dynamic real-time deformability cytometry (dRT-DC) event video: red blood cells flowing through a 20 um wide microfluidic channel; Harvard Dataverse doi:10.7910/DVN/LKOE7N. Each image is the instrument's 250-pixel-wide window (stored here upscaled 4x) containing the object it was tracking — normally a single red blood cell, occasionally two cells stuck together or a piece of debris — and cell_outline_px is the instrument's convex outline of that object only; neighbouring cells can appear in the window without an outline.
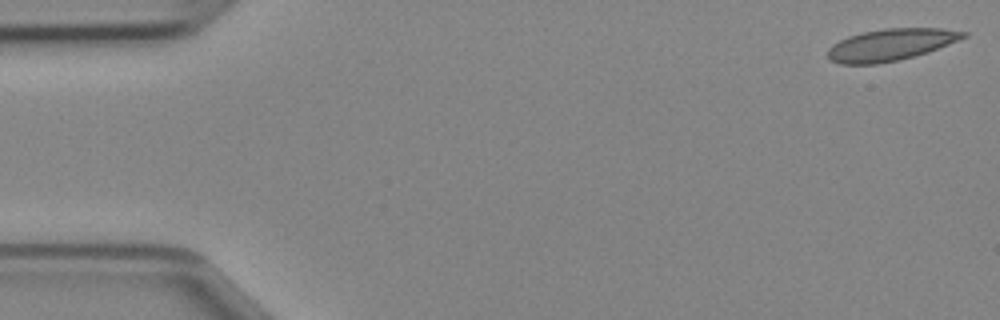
{"species": "Egyptian fruit bat (a non-hibernating species)", "species_latin": "Rousettus aegyptiacus", "temperature_condition": "cold", "stored_images_in_passage": 46, "camera_frame_rate_fps": 3000, "um_per_image_px": 0.085, "animal": {"sex": "female"}, "frame": {"image": 1, "passage_image": 1, "time_ms": 0.0, "image_size_px": [1000, 320], "cell_outline_px": [[968, 36], [928, 52], [900, 60], [876, 64], [840, 64], [828, 60], [828, 48], [832, 44], [848, 36], [864, 32], [884, 28], [944, 28], [968, 32]], "centroid_in_image_um": [75.7, 3.8], "position_along_channel_um": 9.3, "area_um2": 25.26}}
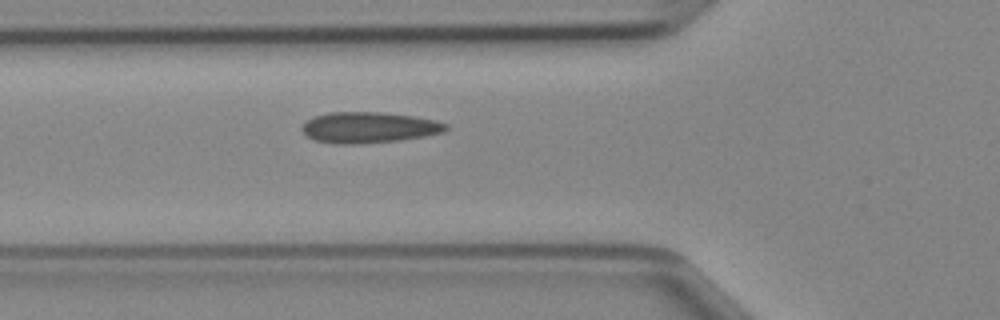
{"frame": {"image": 2, "passage_image": 16, "time_ms": 5.0, "image_size_px": [1000, 320], "cell_outline_px": [[448, 128], [444, 132], [424, 136], [400, 140], [360, 144], [336, 144], [316, 140], [308, 136], [300, 128], [312, 116], [328, 112], [380, 112], [412, 116], [436, 120], [448, 124]], "centroid_in_image_um": [31.36, 10.83], "position_along_channel_um": 94.4, "area_um2": 25.95}}
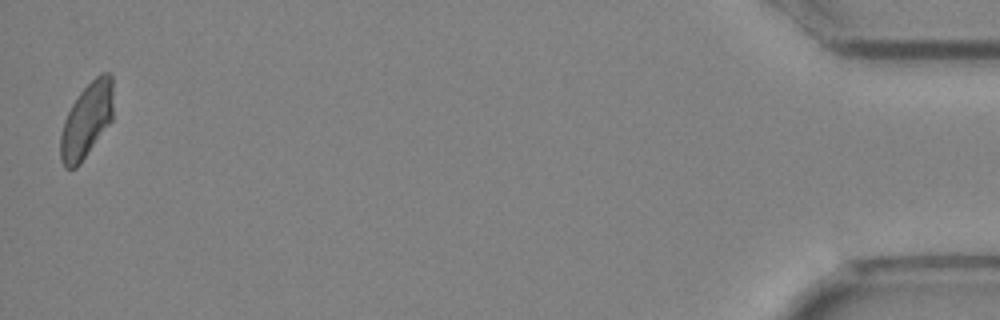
{"frame": {"image": 3, "passage_image": 46, "time_ms": 15.0, "image_size_px": [1000, 320], "cell_outline_px": [[112, 120], [80, 164], [76, 168], [64, 168], [60, 160], [60, 136], [64, 120], [72, 104], [80, 92], [100, 72], [112, 72]], "centroid_in_image_um": [7.35, 10.23], "position_along_channel_um": 427.8, "area_um2": 23.0}}